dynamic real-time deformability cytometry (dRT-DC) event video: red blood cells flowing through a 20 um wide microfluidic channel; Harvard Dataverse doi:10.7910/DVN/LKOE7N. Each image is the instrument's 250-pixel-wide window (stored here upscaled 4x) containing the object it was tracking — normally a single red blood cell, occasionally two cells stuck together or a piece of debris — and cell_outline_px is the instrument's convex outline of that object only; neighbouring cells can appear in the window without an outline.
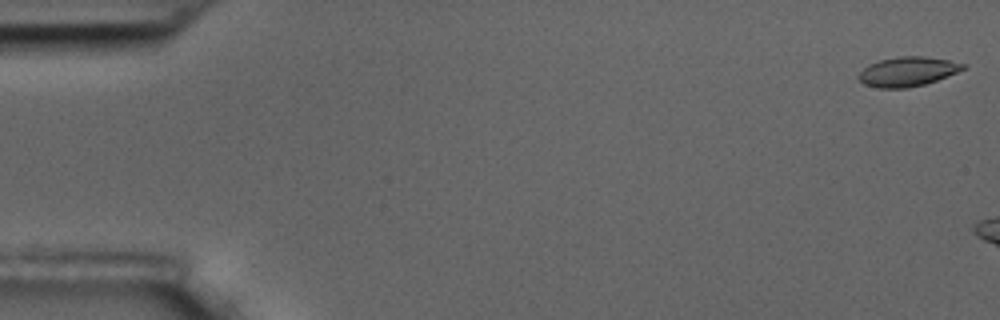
{"species": "common noctule bat (a hibernating species)", "species_latin": "Nyctalus noctula", "temperature_condition": "room temperature", "stored_images_in_passage": 7, "camera_frame_rate_fps": 3000, "um_per_image_px": 0.085, "animal": {"sex": "male", "body_mass_g": 17.5, "forearm_length_mm": 52.3}, "frame": {"image": 1, "passage_image": 1, "time_ms": 0.0, "image_size_px": [1000, 320], "cell_outline_px": [[968, 64], [964, 68], [956, 72], [936, 80], [924, 84], [908, 88], [880, 88], [864, 84], [856, 76], [868, 64], [880, 60], [900, 56], [924, 56], [948, 60]], "centroid_in_image_um": [77.12, 6.08], "position_along_channel_um": 7.9, "area_um2": 17.8}}